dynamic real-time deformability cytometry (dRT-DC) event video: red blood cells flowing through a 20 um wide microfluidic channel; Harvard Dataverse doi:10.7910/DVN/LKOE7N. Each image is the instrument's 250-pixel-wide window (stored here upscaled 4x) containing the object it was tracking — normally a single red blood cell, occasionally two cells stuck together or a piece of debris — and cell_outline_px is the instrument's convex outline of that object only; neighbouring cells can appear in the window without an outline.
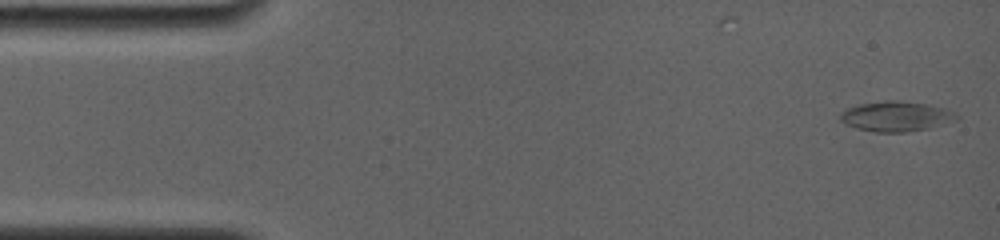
{"species": "common noctule bat (a hibernating species)", "species_latin": "Nyctalus noctula", "temperature_condition": "room temperature", "stored_images_in_passage": 5, "camera_frame_rate_fps": 4000, "um_per_image_px": 0.085, "animal": {"sex": "female", "body_mass_g": 19.0, "forearm_length_mm": 56.7}, "frame": {"image": 1, "passage_image": 1, "time_ms": 0.0, "image_size_px": [1000, 240], "cell_outline_px": [[960, 120], [928, 128], [904, 132], [876, 132], [856, 128], [844, 124], [840, 120], [840, 116], [848, 108], [860, 104], [888, 100], [896, 100], [924, 104], [952, 112], [960, 116]], "centroid_in_image_um": [76.16, 9.91], "position_along_channel_um": 8.8, "area_um2": 20.0}}
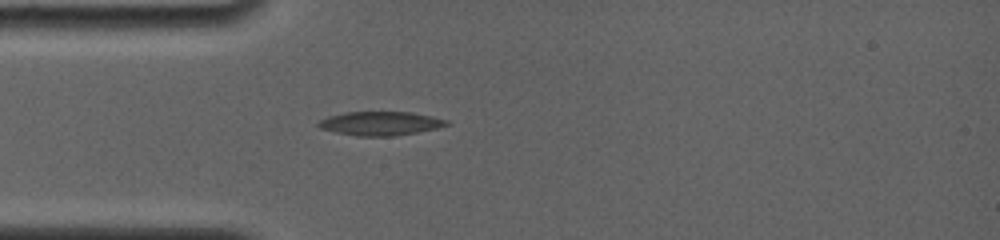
{"frame": {"image": 2, "passage_image": 5, "time_ms": 4.0, "image_size_px": [1000, 240], "cell_outline_px": [[452, 124], [436, 128], [396, 136], [356, 136], [336, 132], [320, 128], [316, 124], [320, 120], [328, 116], [348, 112], [412, 112], [432, 116], [448, 120]], "centroid_in_image_um": [32.35, 10.49], "position_along_channel_um": 52.6, "area_um2": 17.8}}